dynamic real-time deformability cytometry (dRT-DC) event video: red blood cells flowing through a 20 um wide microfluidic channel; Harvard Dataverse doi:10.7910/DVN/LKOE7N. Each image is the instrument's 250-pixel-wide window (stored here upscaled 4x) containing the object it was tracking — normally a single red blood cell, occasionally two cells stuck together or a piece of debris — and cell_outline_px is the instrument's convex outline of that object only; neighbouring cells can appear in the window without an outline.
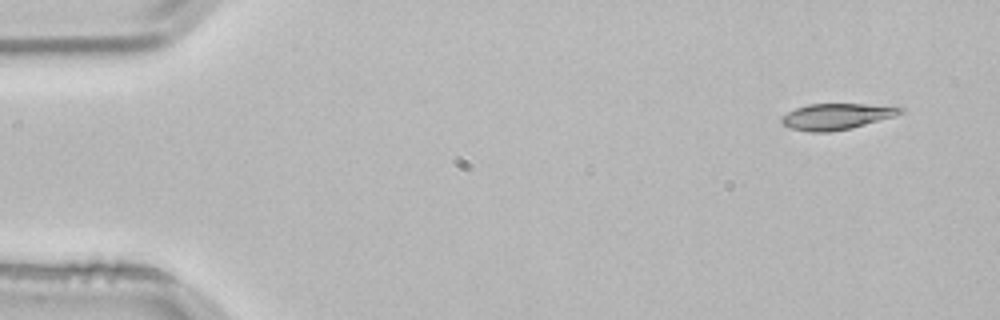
{"species": "common noctule bat (a hibernating species)", "species_latin": "Nyctalus noctula", "temperature_condition": "room temperature", "stored_images_in_passage": 4, "camera_frame_rate_fps": 3000, "um_per_image_px": 0.085, "animal": {"sex": "male", "body_mass_g": 21.5, "forearm_length_mm": 52.0}, "frame": {"image": 1, "passage_image": 1, "time_ms": 0.0, "image_size_px": [1000, 320], "cell_outline_px": [[904, 112], [892, 116], [864, 124], [848, 128], [828, 132], [808, 132], [788, 128], [780, 120], [780, 116], [796, 108], [808, 104], [864, 104], [904, 108]], "centroid_in_image_um": [71.0, 9.9], "position_along_channel_um": 14.0, "area_um2": 17.69}}
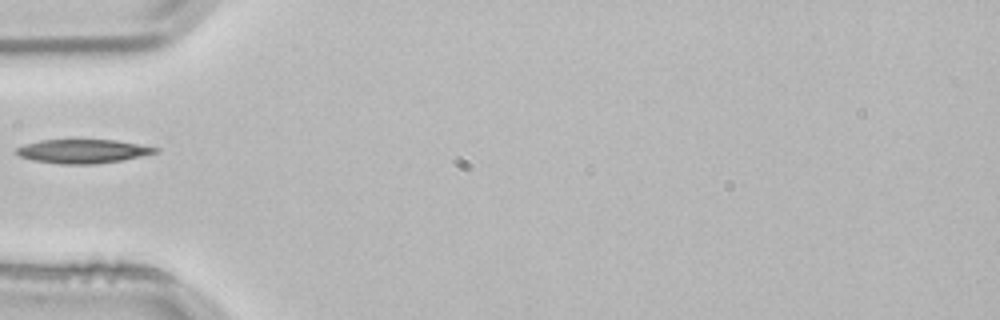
{"frame": {"image": 2, "passage_image": 4, "time_ms": 1.0, "image_size_px": [1000, 320], "cell_outline_px": [[160, 148], [156, 152], [140, 156], [120, 160], [92, 164], [60, 164], [32, 160], [20, 156], [16, 152], [16, 148], [24, 144], [40, 140], [116, 140]], "centroid_in_image_um": [7.0, 12.85], "position_along_channel_um": 78.0, "area_um2": 19.07}}